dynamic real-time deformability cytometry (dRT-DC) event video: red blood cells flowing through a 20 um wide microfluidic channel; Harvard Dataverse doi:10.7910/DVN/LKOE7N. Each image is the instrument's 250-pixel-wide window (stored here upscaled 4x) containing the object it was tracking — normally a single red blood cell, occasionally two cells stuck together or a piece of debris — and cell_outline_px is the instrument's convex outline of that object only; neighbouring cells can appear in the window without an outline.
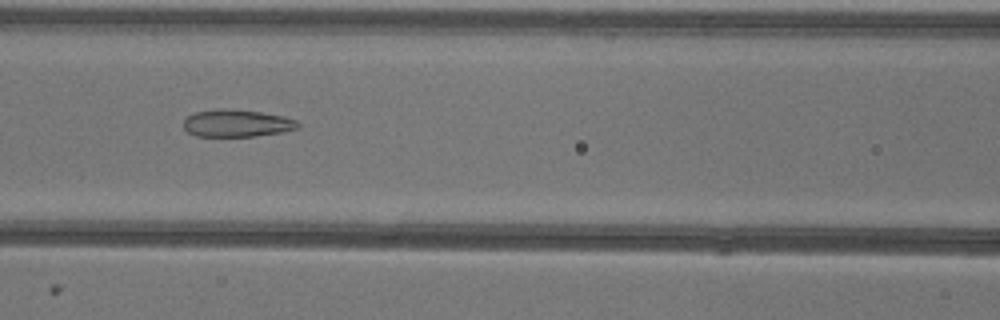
{"species": "common noctule bat (a hibernating species)", "species_latin": "Nyctalus noctula", "temperature_condition": "warm", "stored_images_in_passage": 45, "camera_frame_rate_fps": 3000, "um_per_image_px": 0.085, "animal": {"sex": "female"}, "frame": {"image": 1, "passage_image": 15, "time_ms": 4.667, "image_size_px": [1000, 320], "cell_outline_px": [[300, 124], [296, 128], [280, 132], [256, 136], [196, 136], [188, 132], [184, 128], [184, 120], [188, 116], [196, 112], [220, 108], [224, 108], [260, 112], [284, 116], [296, 120]], "centroid_in_image_um": [20.11, 10.47], "position_along_channel_um": 146.5, "area_um2": 18.03}}
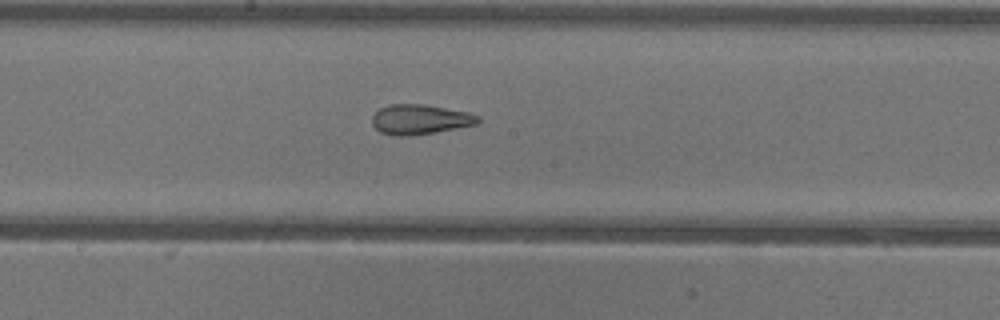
{"frame": {"image": 2, "passage_image": 20, "time_ms": 6.333, "image_size_px": [1000, 320], "cell_outline_px": [[480, 120], [476, 124], [456, 128], [408, 136], [396, 136], [380, 132], [372, 124], [372, 116], [380, 108], [388, 104], [424, 104], [468, 112], [480, 116]], "centroid_in_image_um": [35.68, 10.14], "position_along_channel_um": 212.5, "area_um2": 18.32}}
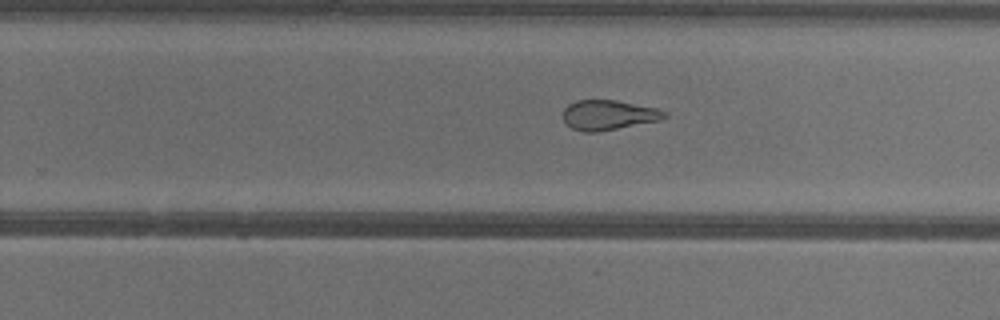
{"frame": {"image": 3, "passage_image": 25, "time_ms": 8.0, "image_size_px": [1000, 320], "cell_outline_px": [[668, 116], [660, 120], [596, 132], [584, 132], [572, 128], [564, 120], [564, 108], [568, 104], [576, 100], [616, 100], [656, 108], [664, 112]], "centroid_in_image_um": [51.7, 9.77], "position_along_channel_um": 278.1, "area_um2": 17.4}, "authors_computed_cell_mechanics": {"area_um2": 18.207, "velocity_mm_per_s": 3.9651, "shape_relaxation_time_tau1_ms": null, "shape_relaxation_time_tau2_ms": 1.9999, "deformation_change_tau1": null, "deformation_change_tau2": 0.1033}}